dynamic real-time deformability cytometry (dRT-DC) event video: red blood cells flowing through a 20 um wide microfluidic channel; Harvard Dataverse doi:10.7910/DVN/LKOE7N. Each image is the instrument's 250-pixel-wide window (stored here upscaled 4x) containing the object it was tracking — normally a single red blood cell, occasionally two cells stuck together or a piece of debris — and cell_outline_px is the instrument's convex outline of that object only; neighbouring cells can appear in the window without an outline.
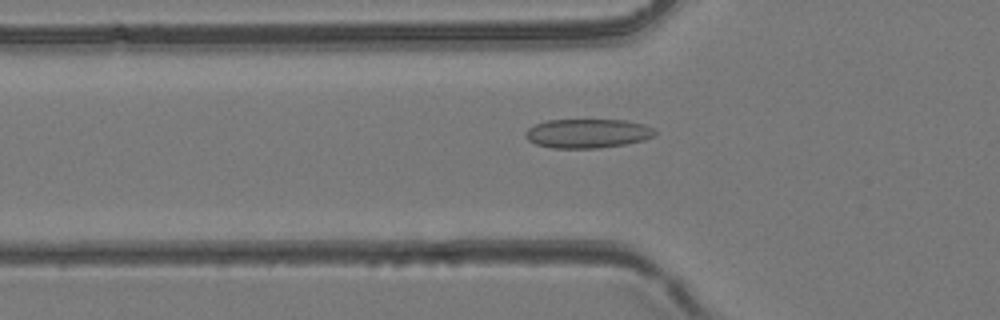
{"species": "common noctule bat (a hibernating species)", "species_latin": "Nyctalus noctula", "temperature_condition": "room temperature", "stored_images_in_passage": 31, "camera_frame_rate_fps": 3000, "um_per_image_px": 0.085, "animal": {"sex": "female", "body_mass_g": 24.6, "forearm_length_mm": 56.2}, "frame": {"image": 1, "passage_image": 6, "time_ms": 1.667, "image_size_px": [1000, 320], "cell_outline_px": [[656, 136], [644, 140], [624, 144], [600, 148], [552, 148], [536, 144], [528, 140], [524, 136], [524, 132], [528, 128], [536, 124], [548, 120], [624, 120], [644, 124], [652, 128], [656, 132]], "centroid_in_image_um": [49.94, 11.34], "position_along_channel_um": 75.9, "area_um2": 22.02}}
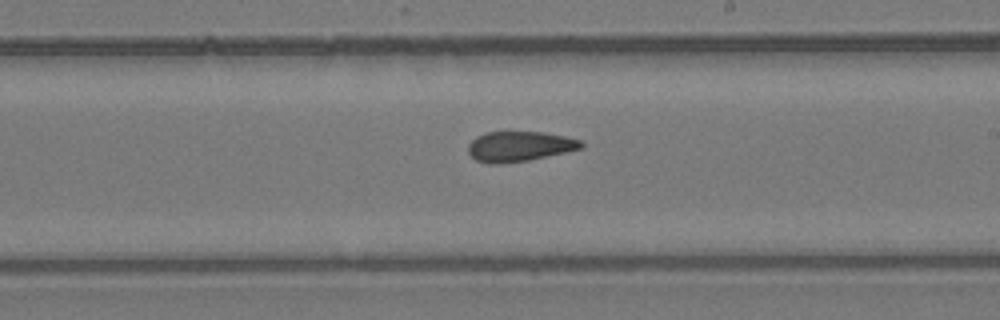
{"frame": {"image": 2, "passage_image": 17, "time_ms": 5.333, "image_size_px": [1000, 320], "cell_outline_px": [[584, 144], [580, 148], [564, 152], [528, 160], [496, 164], [492, 164], [476, 160], [468, 152], [468, 144], [476, 136], [484, 132], [544, 132], [564, 136], [580, 140]], "centroid_in_image_um": [44.1, 12.43], "position_along_channel_um": 244.9, "area_um2": 19.59}}
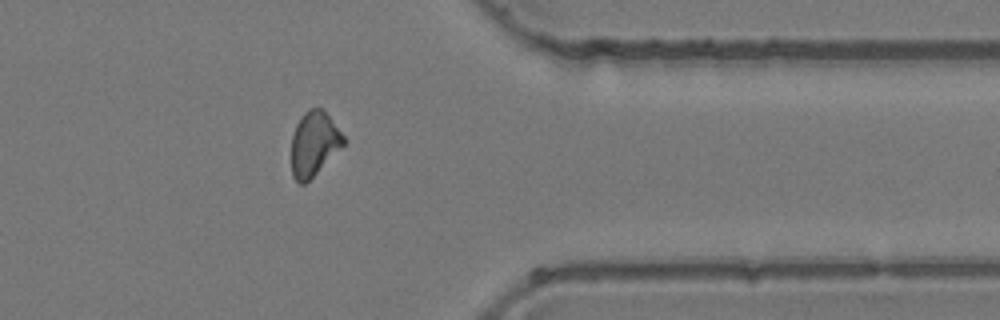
{"frame": {"image": 3, "passage_image": 27, "time_ms": 8.667, "image_size_px": [1000, 320], "cell_outline_px": [[344, 144], [304, 184], [300, 184], [292, 176], [292, 132], [296, 124], [304, 112], [308, 108], [320, 108], [328, 116], [344, 136]], "centroid_in_image_um": [26.65, 12.2], "position_along_channel_um": 384.7, "area_um2": 19.02}}